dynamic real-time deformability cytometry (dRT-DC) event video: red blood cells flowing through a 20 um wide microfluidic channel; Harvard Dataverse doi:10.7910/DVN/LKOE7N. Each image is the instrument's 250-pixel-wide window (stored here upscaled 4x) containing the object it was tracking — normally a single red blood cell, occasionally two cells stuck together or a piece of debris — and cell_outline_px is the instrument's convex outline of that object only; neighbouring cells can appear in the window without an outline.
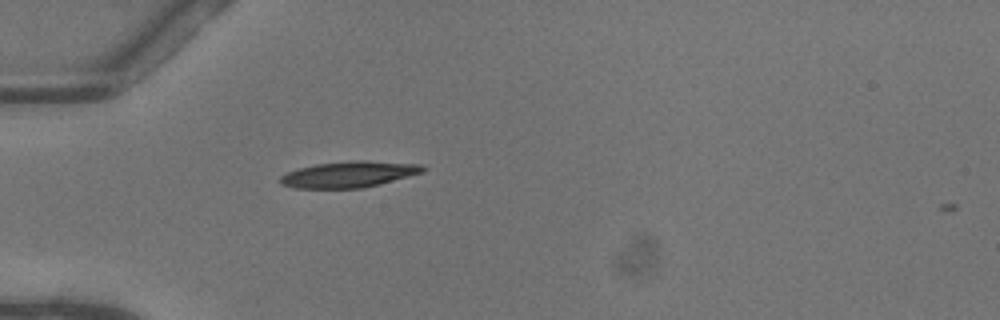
{"species": "common noctule bat (a hibernating species)", "species_latin": "Nyctalus noctula", "temperature_condition": "warm", "stored_images_in_passage": 2, "camera_frame_rate_fps": 3000, "um_per_image_px": 0.085, "animal": {"sex": "female"}, "frame": {"image": 1, "passage_image": 1, "time_ms": 0.0, "image_size_px": [1000, 320], "cell_outline_px": [[428, 168], [424, 172], [380, 184], [360, 188], [296, 188], [280, 184], [280, 176], [288, 172], [300, 168], [316, 164], [348, 160], [368, 160], [420, 164]], "centroid_in_image_um": [29.7, 14.81], "position_along_channel_um": 55.3, "area_um2": 21.79}}